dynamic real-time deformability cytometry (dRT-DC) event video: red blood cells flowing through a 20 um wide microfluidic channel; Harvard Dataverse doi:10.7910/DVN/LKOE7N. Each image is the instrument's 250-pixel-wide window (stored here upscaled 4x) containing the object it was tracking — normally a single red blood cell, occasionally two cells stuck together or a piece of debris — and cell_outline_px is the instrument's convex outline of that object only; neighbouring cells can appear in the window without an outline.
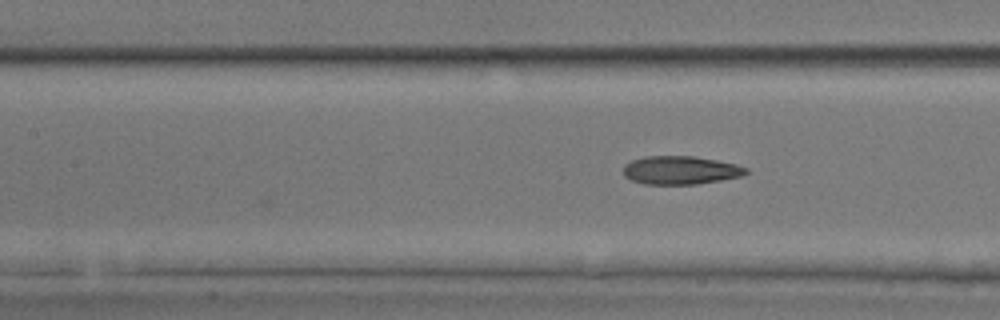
{"species": "common noctule bat (a hibernating species)", "species_latin": "Nyctalus noctula", "temperature_condition": "room temperature", "stored_images_in_passage": 7, "camera_frame_rate_fps": 3000, "um_per_image_px": 0.085, "animal": {"sex": "male", "body_mass_g": 17.9, "forearm_length_mm": 54.2}, "frame": {"image": 1, "passage_image": 7, "time_ms": 2.0, "image_size_px": [1000, 320], "cell_outline_px": [[748, 172], [740, 176], [720, 180], [696, 184], [644, 184], [632, 180], [624, 176], [624, 164], [632, 160], [644, 156], [692, 156], [716, 160], [736, 164], [748, 168]], "centroid_in_image_um": [57.82, 14.46], "position_along_channel_um": 149.6, "area_um2": 20.17}}